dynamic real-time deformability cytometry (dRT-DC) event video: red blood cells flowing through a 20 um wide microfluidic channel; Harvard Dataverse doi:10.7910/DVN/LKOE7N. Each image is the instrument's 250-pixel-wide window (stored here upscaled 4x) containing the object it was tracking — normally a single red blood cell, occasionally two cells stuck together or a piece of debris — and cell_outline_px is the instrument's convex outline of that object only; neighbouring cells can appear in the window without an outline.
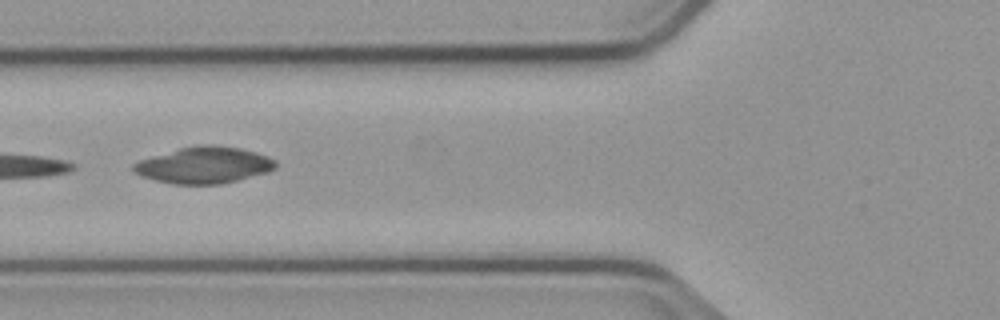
{"species": "common noctule bat (a hibernating species)", "species_latin": "Nyctalus noctula", "temperature_condition": "cold", "stored_images_in_passage": 8, "camera_frame_rate_fps": 3000, "um_per_image_px": 0.085, "animal": {"sex": "male", "body_mass_g": 23.1, "forearm_length_mm": 52.7}, "frame": {"image": 1, "passage_image": 6, "time_ms": 6.667, "image_size_px": [1000, 320], "cell_outline_px": [[276, 168], [268, 172], [220, 184], [172, 184], [140, 176], [132, 168], [132, 164], [140, 160], [152, 156], [180, 148], [204, 144], [208, 144], [240, 148], [256, 152], [268, 156], [276, 160]], "centroid_in_image_um": [17.36, 14.03], "position_along_channel_um": 108.4, "area_um2": 30.06}}
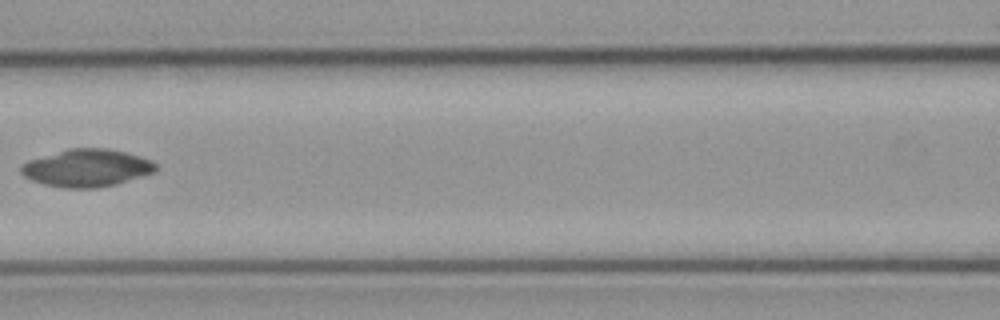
{"frame": {"image": 2, "passage_image": 7, "time_ms": 8.0, "image_size_px": [1000, 320], "cell_outline_px": [[160, 168], [156, 172], [116, 184], [96, 188], [64, 188], [44, 184], [32, 180], [24, 176], [20, 172], [20, 168], [28, 160], [68, 148], [104, 148], [124, 152], [140, 156], [152, 160]], "centroid_in_image_um": [7.4, 14.28], "position_along_channel_um": 159.2, "area_um2": 29.54}}
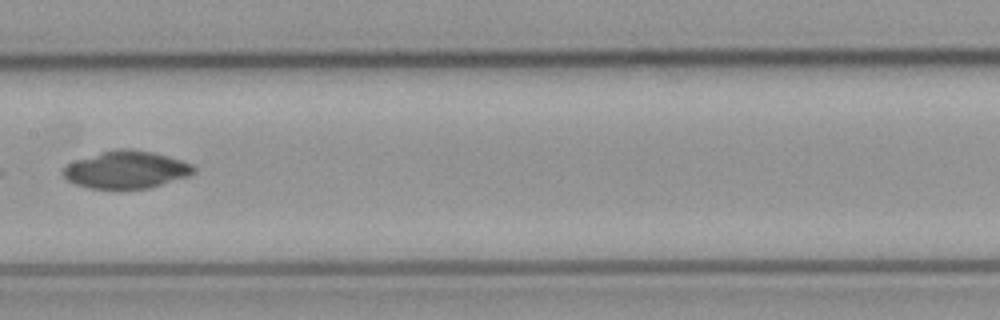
{"frame": {"image": 3, "passage_image": 8, "time_ms": 9.0, "image_size_px": [1000, 320], "cell_outline_px": [[196, 172], [188, 176], [148, 188], [92, 188], [76, 184], [68, 180], [60, 172], [68, 164], [76, 160], [104, 152], [120, 148], [132, 148], [152, 152], [168, 156], [192, 164], [196, 168]], "centroid_in_image_um": [10.75, 14.42], "position_along_channel_um": 196.6, "area_um2": 28.09}}